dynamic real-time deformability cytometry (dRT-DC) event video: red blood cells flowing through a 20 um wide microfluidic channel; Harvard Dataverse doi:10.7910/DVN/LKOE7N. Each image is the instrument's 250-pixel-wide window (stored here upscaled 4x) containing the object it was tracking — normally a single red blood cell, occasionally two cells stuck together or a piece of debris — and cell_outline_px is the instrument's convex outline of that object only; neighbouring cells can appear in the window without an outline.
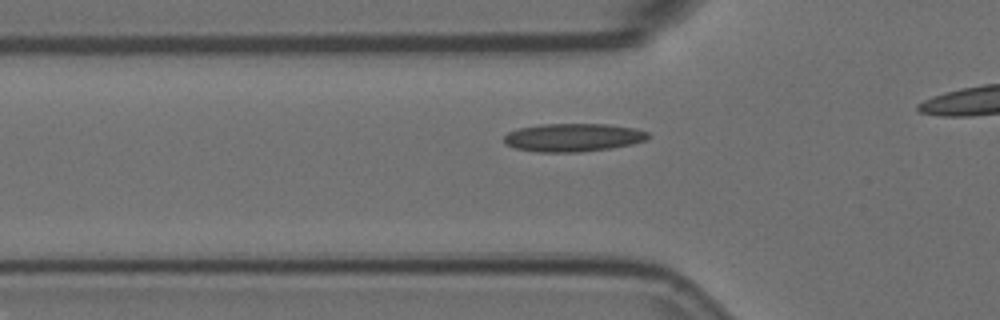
{"species": "Egyptian fruit bat (a non-hibernating species)", "species_latin": "Rousettus aegyptiacus", "temperature_condition": "room temperature", "stored_images_in_passage": 5, "segment_of_instrument_passage": [2, 2], "camera_frame_rate_fps": 3000, "um_per_image_px": 0.085, "animal": {"sex": "female"}, "frame": {"image": 1, "passage_image": 5, "time_ms": 1.333, "image_size_px": [1000, 320], "cell_outline_px": [[652, 136], [644, 140], [632, 144], [612, 148], [580, 152], [536, 152], [516, 148], [504, 144], [504, 136], [508, 132], [520, 128], [540, 124], [608, 124], [636, 128], [648, 132]], "centroid_in_image_um": [48.73, 11.68], "position_along_channel_um": 77.1, "area_um2": 23.81}}